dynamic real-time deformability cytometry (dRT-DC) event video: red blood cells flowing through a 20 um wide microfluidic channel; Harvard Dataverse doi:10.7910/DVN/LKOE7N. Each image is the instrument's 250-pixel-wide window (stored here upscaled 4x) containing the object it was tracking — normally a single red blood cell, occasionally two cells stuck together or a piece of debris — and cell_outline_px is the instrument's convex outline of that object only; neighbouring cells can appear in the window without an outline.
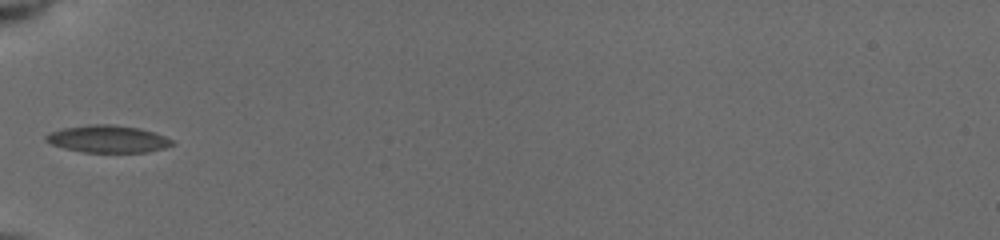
{"species": "common noctule bat (a hibernating species)", "species_latin": "Nyctalus noctula", "temperature_condition": "cold", "stored_images_in_passage": 18, "camera_frame_rate_fps": 3000, "um_per_image_px": 0.085, "animal": {"sex": "female", "body_mass_g": 19.5, "forearm_length_mm": 54.1}, "frame": {"image": 1, "passage_image": 1, "time_ms": 0.0, "image_size_px": [1000, 240], "cell_outline_px": [[176, 144], [164, 148], [148, 152], [84, 152], [64, 148], [52, 144], [44, 140], [44, 136], [48, 132], [64, 128], [88, 124], [112, 124], [140, 128], [164, 136], [172, 140]], "centroid_in_image_um": [9.15, 11.81], "position_along_channel_um": 75.9, "area_um2": 20.11}}
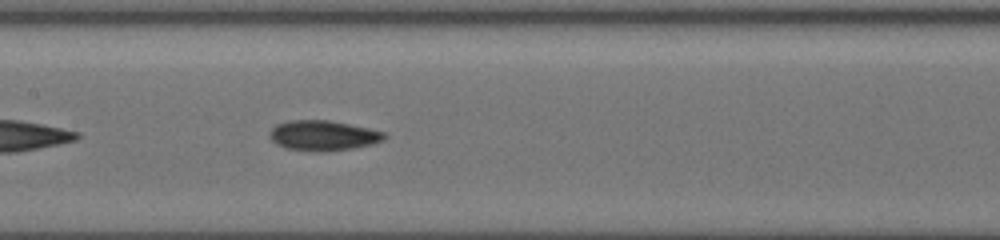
{"frame": {"image": 2, "passage_image": 12, "time_ms": 2.667, "image_size_px": [1000, 240], "cell_outline_px": [[388, 136], [384, 140], [372, 144], [352, 148], [328, 152], [316, 152], [284, 148], [276, 144], [268, 136], [272, 128], [276, 124], [288, 120], [328, 120], [368, 128], [384, 132]], "centroid_in_image_um": [27.44, 11.53], "position_along_channel_um": 180.0, "area_um2": 20.35}}
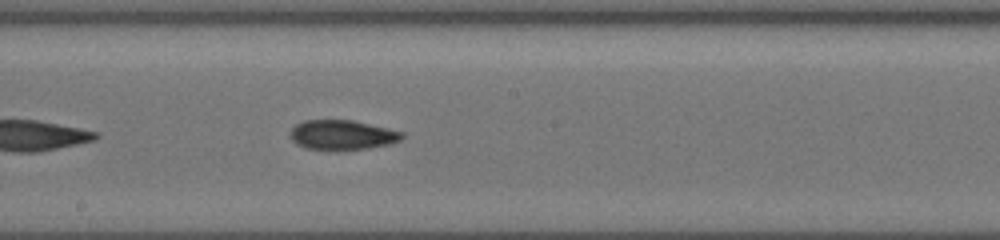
{"frame": {"image": 3, "passage_image": 17, "time_ms": 3.667, "image_size_px": [1000, 240], "cell_outline_px": [[404, 136], [400, 140], [392, 144], [368, 148], [328, 152], [304, 148], [296, 144], [292, 140], [292, 128], [296, 124], [304, 120], [352, 120], [388, 128], [404, 132]], "centroid_in_image_um": [29.09, 11.5], "position_along_channel_um": 219.1, "area_um2": 19.83}}